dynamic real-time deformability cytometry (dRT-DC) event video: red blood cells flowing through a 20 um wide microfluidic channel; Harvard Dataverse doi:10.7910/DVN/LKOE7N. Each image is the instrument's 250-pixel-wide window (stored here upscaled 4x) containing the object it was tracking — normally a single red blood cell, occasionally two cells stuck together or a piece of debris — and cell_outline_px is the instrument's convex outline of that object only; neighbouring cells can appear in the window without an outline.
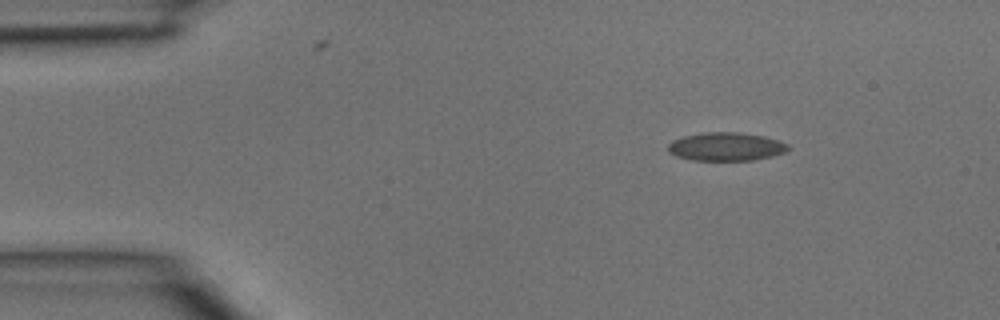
{"species": "common noctule bat (a hibernating species)", "species_latin": "Nyctalus noctula", "temperature_condition": "room temperature", "stored_images_in_passage": 2, "camera_frame_rate_fps": 3000, "um_per_image_px": 0.085, "animal": {"sex": "male", "body_mass_g": 15.6}, "frame": {"image": 1, "passage_image": 1, "time_ms": 0.0, "image_size_px": [1000, 320], "cell_outline_px": [[792, 148], [784, 152], [772, 156], [752, 160], [692, 160], [676, 156], [668, 152], [668, 144], [672, 140], [684, 136], [704, 132], [740, 132], [764, 136], [788, 144]], "centroid_in_image_um": [61.7, 12.46], "position_along_channel_um": 23.3, "area_um2": 19.88}}
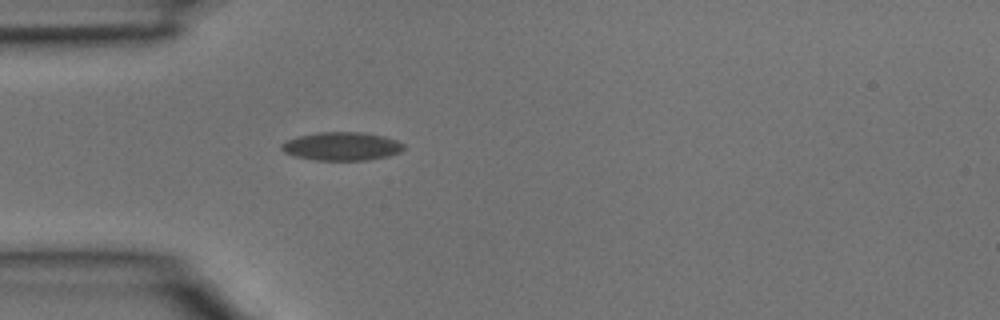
{"frame": {"image": 2, "passage_image": 2, "time_ms": 0.333, "image_size_px": [1000, 320], "cell_outline_px": [[404, 148], [400, 152], [388, 156], [368, 160], [316, 160], [296, 156], [284, 152], [280, 148], [280, 144], [288, 140], [300, 136], [320, 132], [364, 132], [384, 136], [396, 140], [404, 144]], "centroid_in_image_um": [29.07, 12.43], "position_along_channel_um": 55.9, "area_um2": 20.11}}